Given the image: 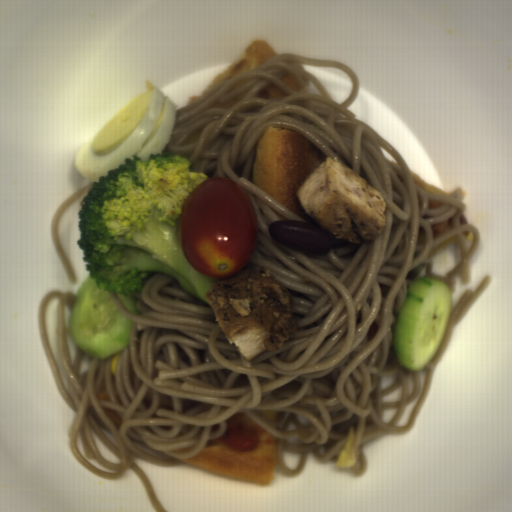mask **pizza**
Segmentation results:
<instances>
[{
    "instance_id": "obj_1",
    "label": "pizza",
    "mask_w": 512,
    "mask_h": 512,
    "mask_svg": "<svg viewBox=\"0 0 512 512\" xmlns=\"http://www.w3.org/2000/svg\"><path fill=\"white\" fill-rule=\"evenodd\" d=\"M324 160L298 131L271 125L257 140L252 182L300 217L297 192Z\"/></svg>"
},
{
    "instance_id": "obj_2",
    "label": "pizza",
    "mask_w": 512,
    "mask_h": 512,
    "mask_svg": "<svg viewBox=\"0 0 512 512\" xmlns=\"http://www.w3.org/2000/svg\"><path fill=\"white\" fill-rule=\"evenodd\" d=\"M279 438L260 425L257 445L251 451H237L225 443L205 444L195 456L179 459L219 474L261 486L275 484Z\"/></svg>"
},
{
    "instance_id": "obj_3",
    "label": "pizza",
    "mask_w": 512,
    "mask_h": 512,
    "mask_svg": "<svg viewBox=\"0 0 512 512\" xmlns=\"http://www.w3.org/2000/svg\"><path fill=\"white\" fill-rule=\"evenodd\" d=\"M279 55L264 39H254L198 96L190 97L188 104L211 91L220 82L241 73L254 70L268 59Z\"/></svg>"
},
{
    "instance_id": "obj_4",
    "label": "pizza",
    "mask_w": 512,
    "mask_h": 512,
    "mask_svg": "<svg viewBox=\"0 0 512 512\" xmlns=\"http://www.w3.org/2000/svg\"><path fill=\"white\" fill-rule=\"evenodd\" d=\"M287 96L279 87L274 85L273 83L260 91L256 97L264 98V99H280Z\"/></svg>"
},
{
    "instance_id": "obj_5",
    "label": "pizza",
    "mask_w": 512,
    "mask_h": 512,
    "mask_svg": "<svg viewBox=\"0 0 512 512\" xmlns=\"http://www.w3.org/2000/svg\"><path fill=\"white\" fill-rule=\"evenodd\" d=\"M411 174H412V176L414 178L415 185L419 186L420 188L425 190L427 193H439V194H442V195H445V196L449 197L450 194L444 193L443 191H441L440 189H438L437 187H435L434 185H432L431 183H429L425 179L419 177L418 175H416V174H414L412 172H411Z\"/></svg>"
},
{
    "instance_id": "obj_6",
    "label": "pizza",
    "mask_w": 512,
    "mask_h": 512,
    "mask_svg": "<svg viewBox=\"0 0 512 512\" xmlns=\"http://www.w3.org/2000/svg\"><path fill=\"white\" fill-rule=\"evenodd\" d=\"M433 239L453 227V219H445L433 224H430Z\"/></svg>"
},
{
    "instance_id": "obj_7",
    "label": "pizza",
    "mask_w": 512,
    "mask_h": 512,
    "mask_svg": "<svg viewBox=\"0 0 512 512\" xmlns=\"http://www.w3.org/2000/svg\"><path fill=\"white\" fill-rule=\"evenodd\" d=\"M278 79L280 80V82L282 84H284L290 90L299 92V86L294 77H292L289 74L284 72L283 75L281 77H279Z\"/></svg>"
},
{
    "instance_id": "obj_8",
    "label": "pizza",
    "mask_w": 512,
    "mask_h": 512,
    "mask_svg": "<svg viewBox=\"0 0 512 512\" xmlns=\"http://www.w3.org/2000/svg\"><path fill=\"white\" fill-rule=\"evenodd\" d=\"M459 225H470L466 212L464 211L459 218Z\"/></svg>"
}]
</instances>
